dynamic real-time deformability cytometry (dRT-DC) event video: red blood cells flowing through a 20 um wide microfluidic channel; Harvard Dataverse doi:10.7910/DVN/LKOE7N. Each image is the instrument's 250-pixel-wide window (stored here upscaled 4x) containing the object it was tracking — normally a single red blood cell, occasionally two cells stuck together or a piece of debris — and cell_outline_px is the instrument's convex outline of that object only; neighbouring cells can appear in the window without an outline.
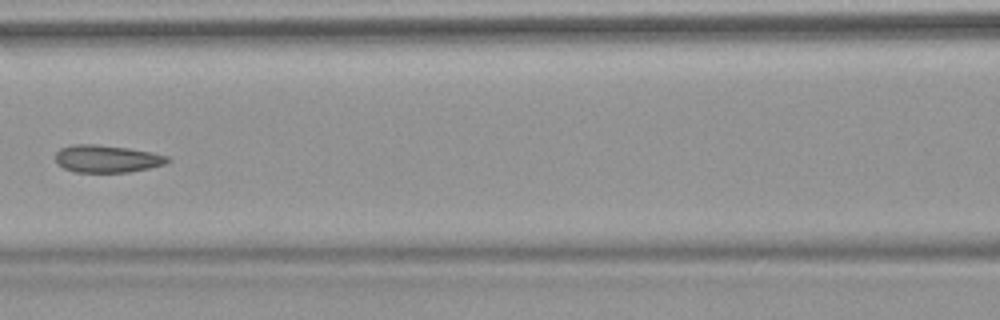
{"species": "common noctule bat (a hibernating species)", "species_latin": "Nyctalus noctula", "temperature_condition": "warm", "stored_images_in_passage": 6, "camera_frame_rate_fps": 3000, "um_per_image_px": 0.085, "animal": {"sex": "female", "body_mass_g": 18.4}, "frame": {"image": 1, "passage_image": 5, "time_ms": 5.667, "image_size_px": [1000, 320], "cell_outline_px": [[172, 160], [164, 164], [148, 168], [128, 172], [76, 172], [64, 168], [56, 164], [56, 152], [60, 148], [72, 144], [96, 144], [128, 148], [152, 152], [168, 156]], "centroid_in_image_um": [9.07, 13.49], "position_along_channel_um": 157.5, "area_um2": 17.98}}
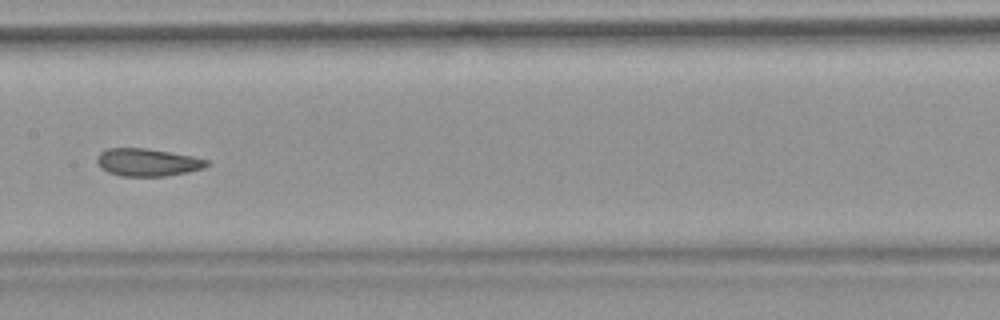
{"frame": {"image": 2, "passage_image": 6, "time_ms": 6.667, "image_size_px": [1000, 320], "cell_outline_px": [[208, 164], [204, 168], [188, 172], [164, 176], [120, 176], [108, 172], [100, 168], [96, 160], [96, 156], [100, 152], [108, 148], [148, 148], [192, 156], [208, 160]], "centroid_in_image_um": [12.5, 13.79], "position_along_channel_um": 194.9, "area_um2": 17.74}}